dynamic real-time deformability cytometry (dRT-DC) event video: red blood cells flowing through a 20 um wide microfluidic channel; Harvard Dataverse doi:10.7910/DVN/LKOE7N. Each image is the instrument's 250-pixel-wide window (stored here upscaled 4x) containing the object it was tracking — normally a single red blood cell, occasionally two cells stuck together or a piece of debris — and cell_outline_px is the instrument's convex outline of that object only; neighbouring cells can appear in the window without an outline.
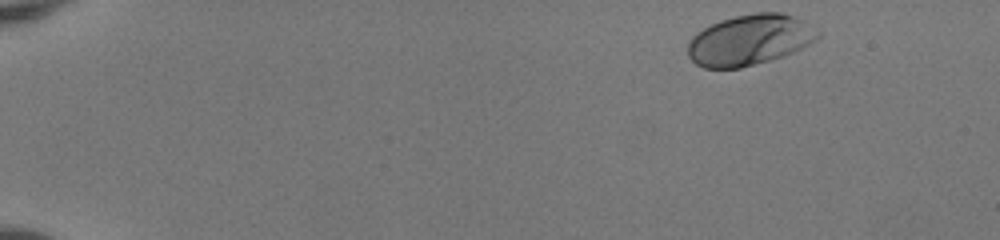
{"species": "human", "species_latin": "Homo sapiens", "temperature_condition": "room temperature", "stored_images_in_passage": 46, "camera_frame_rate_fps": 3000, "um_per_image_px": 0.085, "donor": {"sex": "female"}, "frame": {"image": 1, "passage_image": 1, "time_ms": 0.0, "image_size_px": [1000, 240], "cell_outline_px": [[820, 36], [816, 40], [784, 56], [740, 68], [704, 68], [696, 64], [688, 56], [688, 40], [696, 32], [720, 20], [736, 16], [756, 12], [780, 12], [792, 16], [800, 20], [820, 32]], "centroid_in_image_um": [63.68, 3.4], "position_along_channel_um": 21.3, "area_um2": 38.09}}
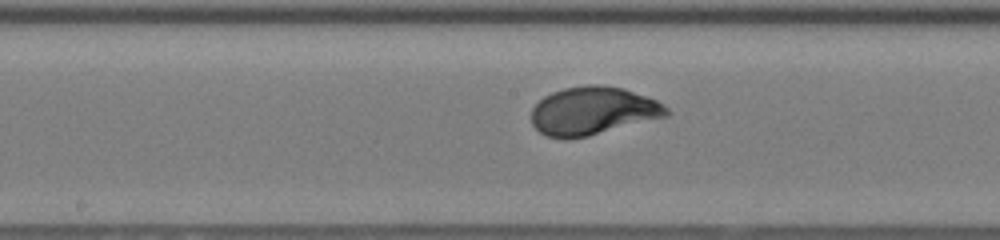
{"frame": {"image": 2, "passage_image": 24, "time_ms": 7.667, "image_size_px": [1000, 240], "cell_outline_px": [[672, 112], [668, 116], [588, 136], [564, 140], [548, 136], [540, 132], [532, 124], [532, 108], [544, 96], [552, 92], [564, 88], [588, 84], [600, 84], [624, 88], [656, 100], [664, 104]], "centroid_in_image_um": [50.41, 9.42], "position_along_channel_um": 197.8, "area_um2": 38.09}}
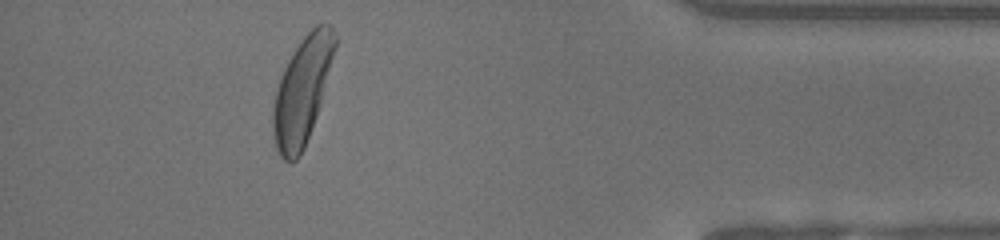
{"frame": {"image": 3, "passage_image": 42, "time_ms": 13.667, "image_size_px": [1000, 240], "cell_outline_px": [[336, 48], [320, 104], [316, 116], [304, 148], [300, 156], [292, 164], [284, 160], [280, 156], [276, 148], [272, 132], [272, 112], [276, 88], [284, 68], [288, 60], [300, 40], [316, 24], [332, 24], [336, 36]], "centroid_in_image_um": [25.67, 7.72], "position_along_channel_um": 409.5, "area_um2": 38.49}, "authors_computed_cell_mechanics": {"area_um2": 37.4833, "velocity_mm_per_s": 4.0956, "shape_relaxation_time_tau1_ms": 1.9771, "shape_relaxation_time_tau2_ms": null, "deformation_change_tau1": 0.1549, "deformation_change_tau2": null}}